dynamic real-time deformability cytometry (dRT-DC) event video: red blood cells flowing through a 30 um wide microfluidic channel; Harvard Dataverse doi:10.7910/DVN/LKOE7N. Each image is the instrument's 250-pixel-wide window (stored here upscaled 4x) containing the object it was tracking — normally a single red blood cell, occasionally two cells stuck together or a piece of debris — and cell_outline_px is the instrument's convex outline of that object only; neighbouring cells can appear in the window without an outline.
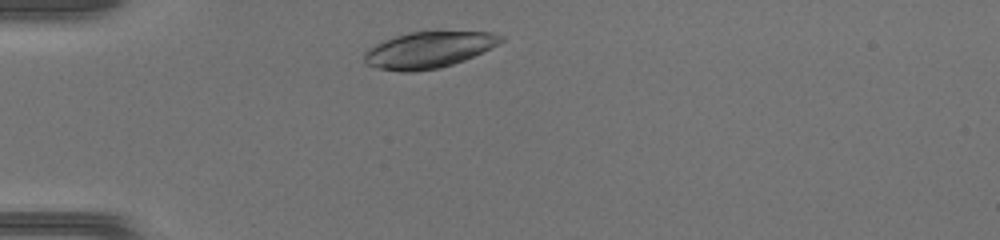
{"species": "common noctule bat (a hibernating species)", "species_latin": "Nyctalus noctula", "temperature_condition": "warm", "stored_images_in_passage": 33, "camera_frame_rate_fps": 3000, "um_per_image_px": 0.085, "animal": {"sex": "female", "body_mass_g": 17.0, "forearm_length_mm": 48.0}, "frame": {"image": 1, "passage_image": 3, "time_ms": 0.667, "image_size_px": [1000, 240], "cell_outline_px": [[504, 40], [464, 60], [440, 68], [412, 72], [404, 72], [380, 68], [364, 64], [364, 52], [368, 48], [384, 40], [408, 32], [496, 32], [504, 36]], "centroid_in_image_um": [36.4, 4.24], "position_along_channel_um": 48.6, "area_um2": 28.55}}
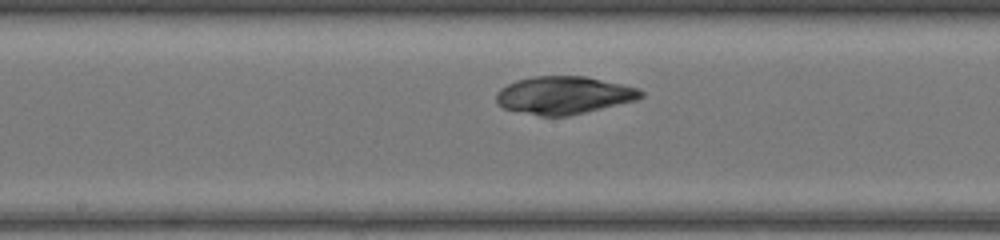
{"frame": {"image": 2, "passage_image": 15, "time_ms": 4.667, "image_size_px": [1000, 240], "cell_outline_px": [[644, 96], [636, 100], [568, 116], [540, 116], [504, 108], [496, 104], [496, 92], [500, 88], [516, 80], [532, 76], [588, 76], [636, 88], [644, 92]], "centroid_in_image_um": [47.89, 8.09], "position_along_channel_um": 200.3, "area_um2": 31.73}}
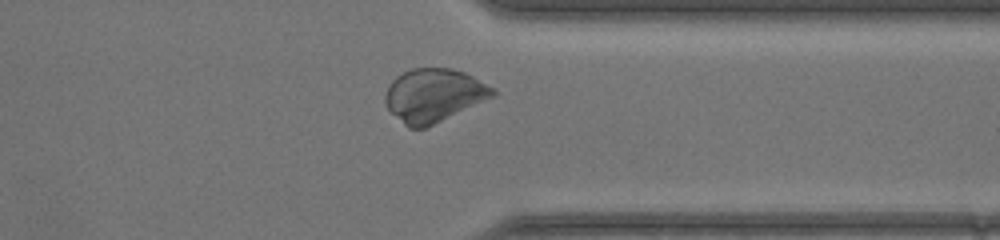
{"frame": {"image": 3, "passage_image": 27, "time_ms": 8.667, "image_size_px": [1000, 240], "cell_outline_px": [[496, 96], [424, 128], [408, 128], [388, 108], [384, 100], [384, 96], [388, 84], [396, 76], [412, 68], [452, 68], [464, 72], [496, 88]], "centroid_in_image_um": [36.89, 8.08], "position_along_channel_um": 374.5, "area_um2": 33.35}}